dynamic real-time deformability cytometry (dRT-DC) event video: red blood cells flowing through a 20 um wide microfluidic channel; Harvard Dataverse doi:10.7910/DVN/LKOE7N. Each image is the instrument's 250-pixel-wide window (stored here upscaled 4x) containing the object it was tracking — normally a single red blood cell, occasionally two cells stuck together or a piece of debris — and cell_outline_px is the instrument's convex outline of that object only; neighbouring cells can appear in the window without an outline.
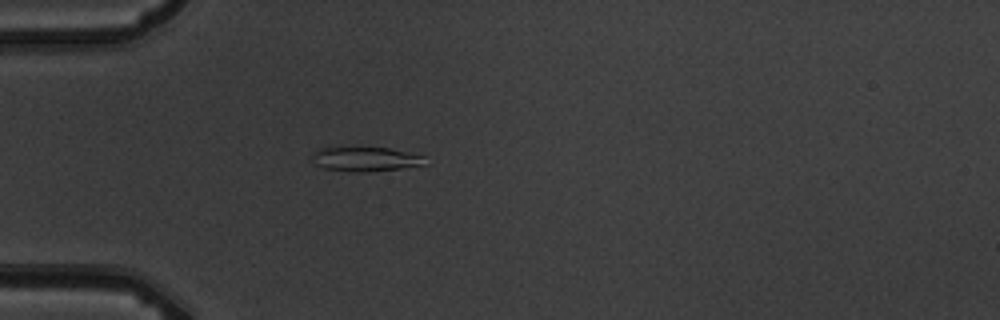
{"species": "common noctule bat (a hibernating species)", "species_latin": "Nyctalus noctula", "temperature_condition": "warm", "stored_images_in_passage": 5, "camera_frame_rate_fps": 3000, "um_per_image_px": 0.085, "animal": {"sex": "male", "body_mass_g": 19.5, "forearm_length_mm": 54.6}, "frame": {"image": 1, "passage_image": 5, "time_ms": 4.333, "image_size_px": [1000, 320], "cell_outline_px": [[428, 164], [400, 168], [368, 172], [360, 172], [324, 168], [316, 164], [312, 160], [312, 152], [320, 148], [388, 148], [424, 156]], "centroid_in_image_um": [31.07, 13.53], "position_along_channel_um": 53.9, "area_um2": 15.78}}